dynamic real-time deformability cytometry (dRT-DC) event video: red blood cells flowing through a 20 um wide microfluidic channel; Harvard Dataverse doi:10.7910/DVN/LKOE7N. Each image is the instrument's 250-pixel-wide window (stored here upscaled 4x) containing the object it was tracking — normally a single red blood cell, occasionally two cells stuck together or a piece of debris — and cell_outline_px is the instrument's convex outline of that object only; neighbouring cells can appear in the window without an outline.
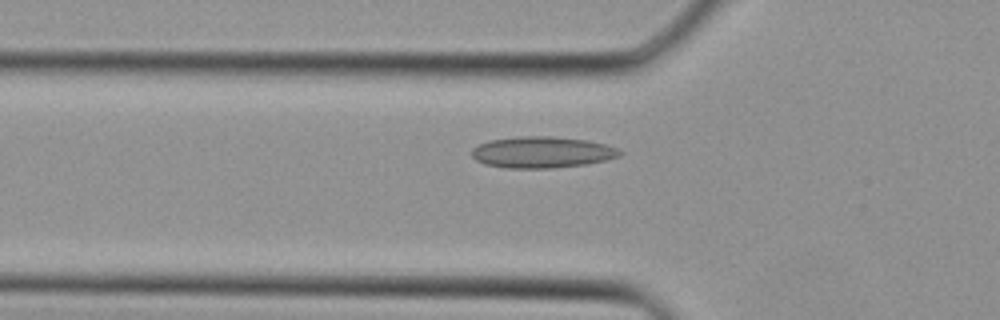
{"species": "Egyptian fruit bat (a non-hibernating species)", "species_latin": "Rousettus aegyptiacus", "temperature_condition": "cold", "stored_images_in_passage": 35, "camera_frame_rate_fps": 3000, "um_per_image_px": 0.085, "animal": {"sex": "female"}, "frame": {"image": 1, "passage_image": 13, "time_ms": 4.0, "image_size_px": [1000, 320], "cell_outline_px": [[624, 152], [620, 156], [588, 164], [552, 168], [504, 168], [484, 164], [476, 160], [472, 156], [472, 148], [488, 140], [520, 136], [552, 136], [588, 140], [604, 144], [616, 148]], "centroid_in_image_um": [46.06, 12.94], "position_along_channel_um": 79.7, "area_um2": 27.17}}
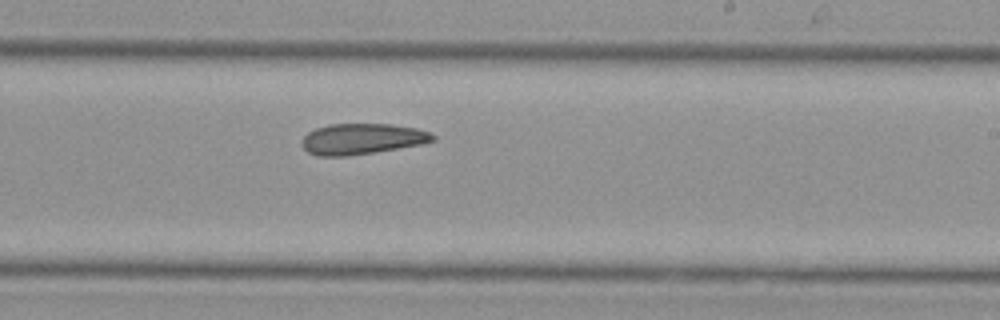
{"frame": {"image": 2, "passage_image": 23, "time_ms": 7.333, "image_size_px": [1000, 320], "cell_outline_px": [[436, 140], [420, 144], [348, 156], [316, 156], [308, 152], [300, 144], [304, 136], [308, 132], [316, 128], [332, 124], [392, 124], [416, 128], [432, 132], [436, 136]], "centroid_in_image_um": [30.77, 11.8], "position_along_channel_um": 258.2, "area_um2": 23.47}}
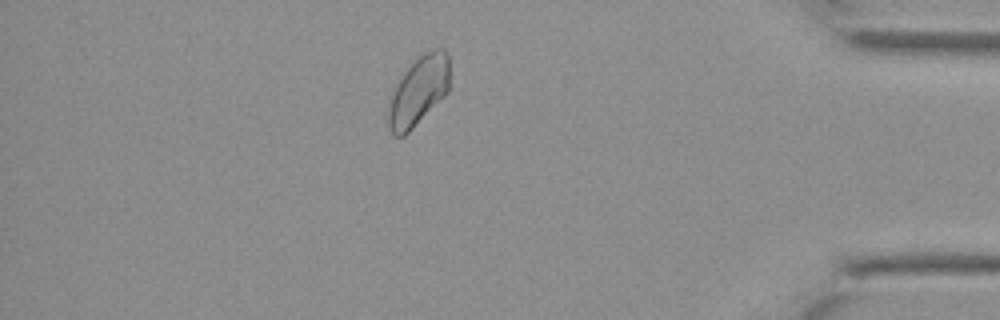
{"frame": {"image": 3, "passage_image": 33, "time_ms": 10.667, "image_size_px": [1000, 320], "cell_outline_px": [[448, 92], [404, 136], [392, 136], [388, 124], [388, 112], [392, 96], [396, 84], [404, 72], [424, 52], [436, 48], [444, 48], [448, 56]], "centroid_in_image_um": [35.57, 7.73], "position_along_channel_um": 399.6, "area_um2": 24.1}}